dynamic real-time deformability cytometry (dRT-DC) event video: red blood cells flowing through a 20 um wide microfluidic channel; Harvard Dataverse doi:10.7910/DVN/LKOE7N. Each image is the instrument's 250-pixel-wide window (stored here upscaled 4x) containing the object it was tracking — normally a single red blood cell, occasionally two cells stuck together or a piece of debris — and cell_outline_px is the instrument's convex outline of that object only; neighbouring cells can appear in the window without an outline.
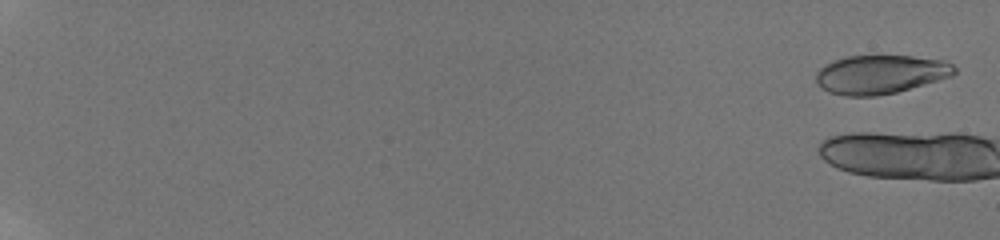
{"species": "human", "species_latin": "Homo sapiens", "temperature_condition": "room temperature", "stored_images_in_passage": 3, "camera_frame_rate_fps": 3000, "um_per_image_px": 0.085, "donor": {"sex": "male"}, "frame": {"image": 1, "passage_image": 1, "time_ms": 0.0, "image_size_px": [1000, 240], "cell_outline_px": [[956, 72], [952, 76], [896, 92], [876, 96], [844, 96], [828, 92], [820, 88], [816, 84], [816, 72], [824, 64], [832, 60], [848, 56], [912, 56], [944, 60], [952, 64], [956, 68]], "centroid_in_image_um": [74.79, 6.32], "position_along_channel_um": 10.2, "area_um2": 31.44}}